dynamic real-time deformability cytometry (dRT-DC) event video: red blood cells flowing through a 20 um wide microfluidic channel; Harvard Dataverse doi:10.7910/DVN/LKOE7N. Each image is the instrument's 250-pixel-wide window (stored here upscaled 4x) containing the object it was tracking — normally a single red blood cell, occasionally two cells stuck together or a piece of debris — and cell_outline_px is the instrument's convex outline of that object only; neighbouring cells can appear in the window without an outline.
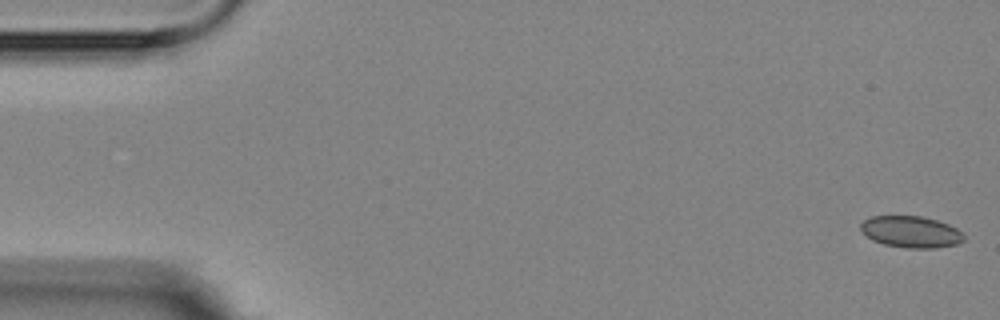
{"species": "Egyptian fruit bat (a non-hibernating species)", "species_latin": "Rousettus aegyptiacus", "temperature_condition": "room temperature", "stored_images_in_passage": 4, "camera_frame_rate_fps": 3000, "um_per_image_px": 0.085, "animal": {"sex": "female"}, "frame": {"image": 1, "passage_image": 1, "time_ms": 0.0, "image_size_px": [1000, 320], "cell_outline_px": [[964, 240], [956, 244], [936, 248], [908, 248], [884, 244], [872, 240], [860, 228], [860, 224], [864, 220], [872, 216], [920, 216], [936, 220], [948, 224], [956, 228], [964, 236]], "centroid_in_image_um": [77.43, 19.71], "position_along_channel_um": 7.6, "area_um2": 18.79}}